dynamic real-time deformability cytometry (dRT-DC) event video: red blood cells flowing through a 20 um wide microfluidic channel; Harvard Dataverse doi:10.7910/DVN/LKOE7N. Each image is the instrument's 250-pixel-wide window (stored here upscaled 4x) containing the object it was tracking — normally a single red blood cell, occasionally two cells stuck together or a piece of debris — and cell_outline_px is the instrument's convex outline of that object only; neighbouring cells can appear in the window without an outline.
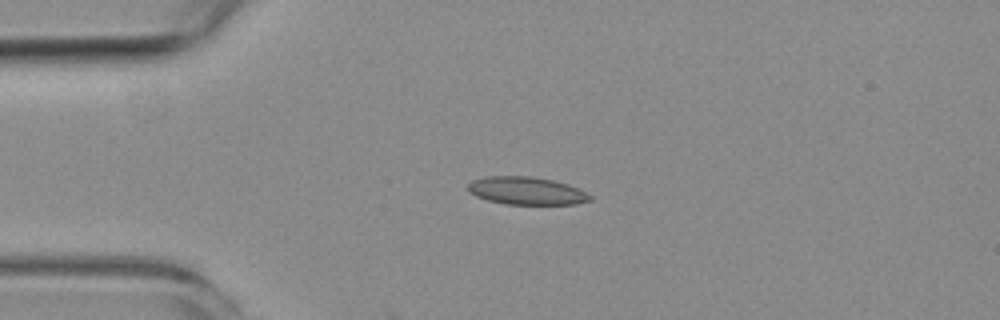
{"species": "common noctule bat (a hibernating species)", "species_latin": "Nyctalus noctula", "temperature_condition": "room temperature", "stored_images_in_passage": 8, "camera_frame_rate_fps": 3000, "um_per_image_px": 0.085, "animal": {"sex": "female", "body_mass_g": 19.3, "forearm_length_mm": 54.1}, "frame": {"image": 1, "passage_image": 2, "time_ms": 2.0, "image_size_px": [1000, 320], "cell_outline_px": [[592, 200], [576, 204], [504, 204], [488, 200], [476, 196], [468, 192], [468, 184], [472, 180], [484, 176], [532, 176], [552, 180], [568, 184], [592, 196]], "centroid_in_image_um": [44.72, 16.21], "position_along_channel_um": 40.3, "area_um2": 19.77}}
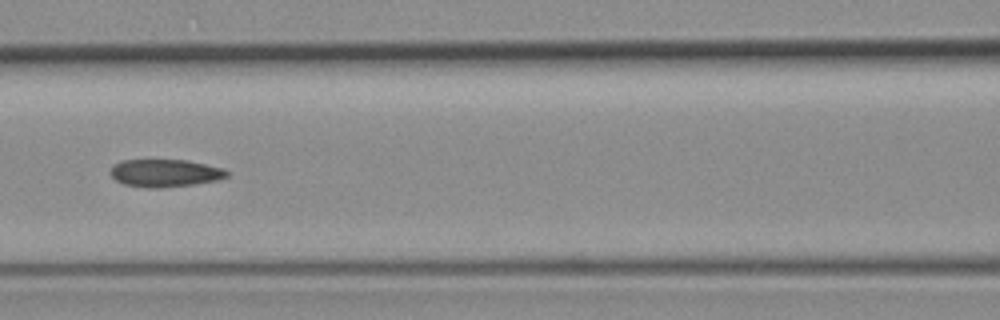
{"frame": {"image": 2, "passage_image": 5, "time_ms": 5.667, "image_size_px": [1000, 320], "cell_outline_px": [[228, 176], [216, 180], [196, 184], [160, 188], [148, 188], [124, 184], [116, 180], [108, 172], [112, 164], [120, 160], [188, 160], [224, 168], [228, 172]], "centroid_in_image_um": [13.99, 14.7], "position_along_channel_um": 152.6, "area_um2": 18.96}}
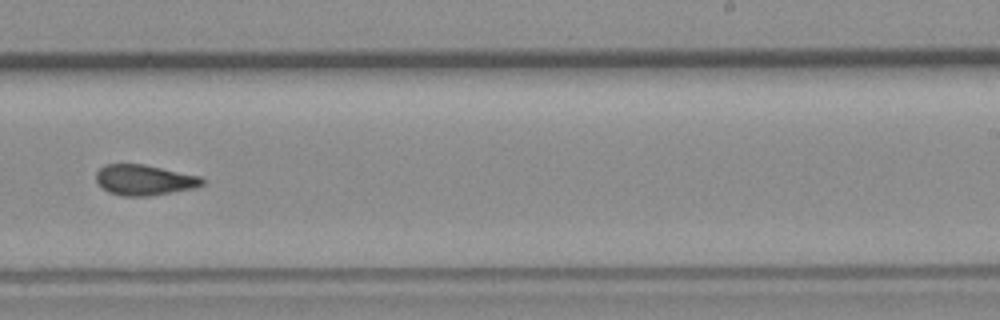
{"frame": {"image": 3, "passage_image": 8, "time_ms": 9.0, "image_size_px": [1000, 320], "cell_outline_px": [[204, 184], [196, 188], [148, 196], [120, 196], [108, 192], [96, 180], [96, 172], [104, 164], [144, 164], [200, 176], [204, 180]], "centroid_in_image_um": [12.27, 15.3], "position_along_channel_um": 276.7, "area_um2": 18.9}}